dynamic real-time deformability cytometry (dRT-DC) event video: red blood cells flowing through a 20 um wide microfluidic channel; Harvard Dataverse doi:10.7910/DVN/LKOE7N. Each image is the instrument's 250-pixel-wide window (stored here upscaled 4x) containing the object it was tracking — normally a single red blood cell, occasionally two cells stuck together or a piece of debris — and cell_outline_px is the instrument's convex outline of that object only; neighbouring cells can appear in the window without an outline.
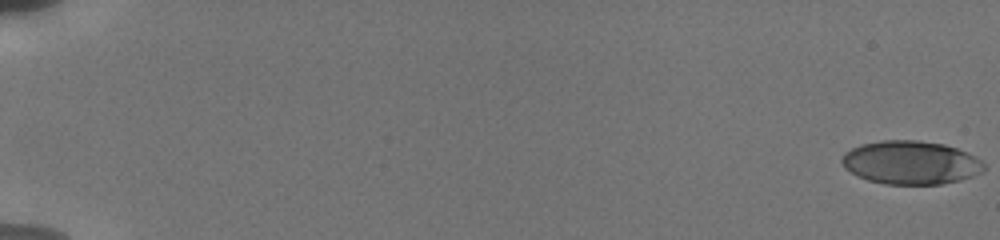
{"species": "human", "species_latin": "Homo sapiens", "temperature_condition": "cold", "stored_images_in_passage": 46, "camera_frame_rate_fps": 3000, "um_per_image_px": 0.085, "donor": {"sex": "male"}, "frame": {"image": 1, "passage_image": 1, "time_ms": 0.0, "image_size_px": [1000, 240], "cell_outline_px": [[984, 172], [960, 180], [940, 184], [884, 184], [868, 180], [844, 168], [840, 160], [844, 152], [860, 144], [884, 140], [916, 140], [944, 144], [956, 148], [984, 160]], "centroid_in_image_um": [77.42, 13.81], "position_along_channel_um": 7.6, "area_um2": 36.07}}
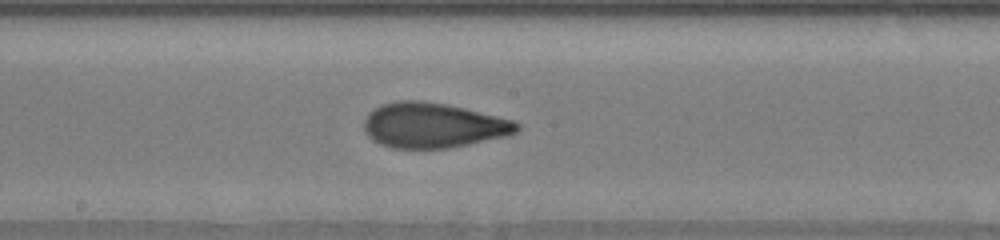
{"frame": {"image": 2, "passage_image": 24, "time_ms": 10.667, "image_size_px": [1000, 240], "cell_outline_px": [[520, 128], [516, 132], [508, 136], [448, 148], [392, 148], [380, 144], [372, 140], [364, 132], [364, 120], [368, 112], [372, 108], [380, 104], [400, 100], [420, 100], [444, 104], [464, 108], [512, 120], [520, 124]], "centroid_in_image_um": [36.77, 10.65], "position_along_channel_um": 211.4, "area_um2": 40.23}}
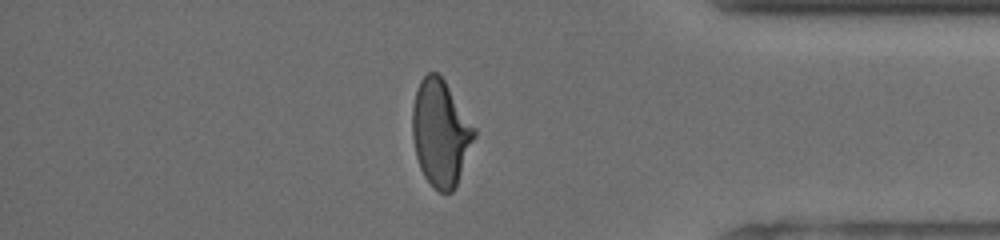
{"frame": {"image": 3, "passage_image": 40, "time_ms": 16.0, "image_size_px": [1000, 240], "cell_outline_px": [[476, 136], [456, 184], [452, 192], [440, 192], [424, 176], [420, 168], [416, 156], [412, 136], [412, 108], [416, 88], [420, 80], [428, 72], [436, 72], [444, 80], [476, 128]], "centroid_in_image_um": [37.44, 11.27], "position_along_channel_um": 397.8, "area_um2": 38.09}, "authors_computed_cell_mechanics": {"area_um2": 38.0035, "velocity_mm_per_s": 3.8361, "shape_relaxation_time_tau1_ms": 4.475, "shape_relaxation_time_tau2_ms": 1.3557, "deformation_change_tau1": 0.182, "deformation_change_tau2": 0.0841}}